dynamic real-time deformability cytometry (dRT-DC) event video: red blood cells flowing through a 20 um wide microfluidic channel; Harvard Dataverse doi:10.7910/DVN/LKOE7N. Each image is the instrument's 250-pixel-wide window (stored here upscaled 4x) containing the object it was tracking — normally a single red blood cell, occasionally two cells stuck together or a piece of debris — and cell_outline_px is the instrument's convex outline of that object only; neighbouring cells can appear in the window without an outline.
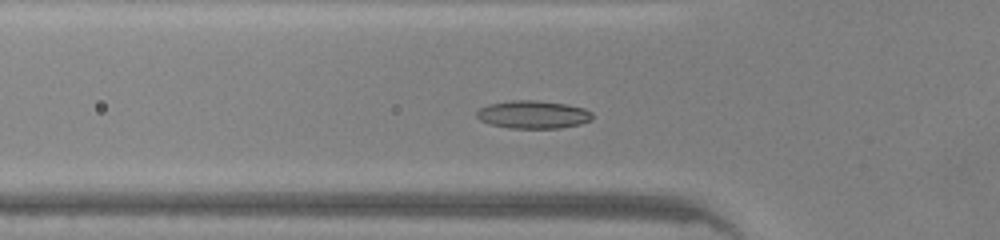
{"species": "common noctule bat (a hibernating species)", "species_latin": "Nyctalus noctula", "temperature_condition": "warm", "stored_images_in_passage": 34, "camera_frame_rate_fps": 3000, "um_per_image_px": 0.085, "animal": {"sex": "male", "body_mass_g": 20.0, "forearm_length_mm": 53.3}, "frame": {"image": 1, "passage_image": 2, "time_ms": 0.333, "image_size_px": [1000, 240], "cell_outline_px": [[592, 120], [580, 124], [560, 128], [512, 128], [488, 124], [480, 120], [476, 116], [476, 112], [480, 108], [488, 104], [512, 100], [536, 100], [568, 104], [584, 108], [592, 112]], "centroid_in_image_um": [45.31, 9.73], "position_along_channel_um": 80.5, "area_um2": 18.96}}
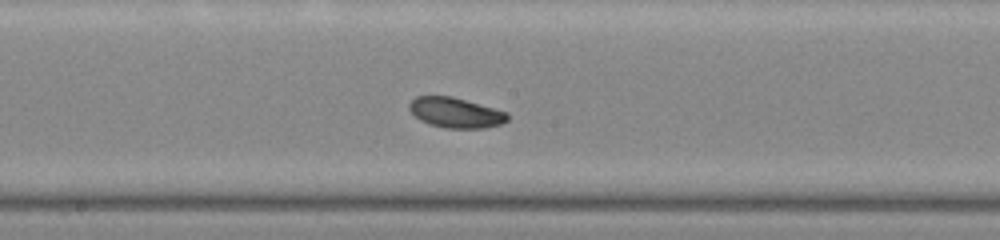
{"frame": {"image": 2, "passage_image": 11, "time_ms": 3.333, "image_size_px": [1000, 240], "cell_outline_px": [[508, 120], [500, 124], [484, 128], [444, 128], [428, 124], [420, 120], [408, 108], [408, 104], [416, 96], [452, 96], [508, 112]], "centroid_in_image_um": [38.72, 9.58], "position_along_channel_um": 209.5, "area_um2": 17.28}}
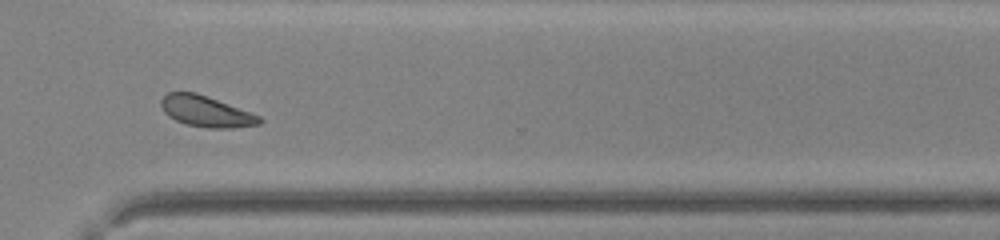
{"frame": {"image": 3, "passage_image": 21, "time_ms": 6.667, "image_size_px": [1000, 240], "cell_outline_px": [[264, 120], [260, 124], [232, 128], [208, 128], [188, 124], [176, 120], [168, 116], [164, 112], [160, 104], [160, 100], [168, 92], [196, 92], [208, 96], [260, 116]], "centroid_in_image_um": [17.51, 9.46], "position_along_channel_um": 353.1, "area_um2": 17.69}, "authors_computed_cell_mechanics": {"area_um2": 17.6868, "velocity_mm_per_s": 4.2869, "shape_relaxation_time_tau1_ms": 3.081, "shape_relaxation_time_tau2_ms": 3.3338, "deformation_change_tau1": 0.091, "deformation_change_tau2": 0.0759}}